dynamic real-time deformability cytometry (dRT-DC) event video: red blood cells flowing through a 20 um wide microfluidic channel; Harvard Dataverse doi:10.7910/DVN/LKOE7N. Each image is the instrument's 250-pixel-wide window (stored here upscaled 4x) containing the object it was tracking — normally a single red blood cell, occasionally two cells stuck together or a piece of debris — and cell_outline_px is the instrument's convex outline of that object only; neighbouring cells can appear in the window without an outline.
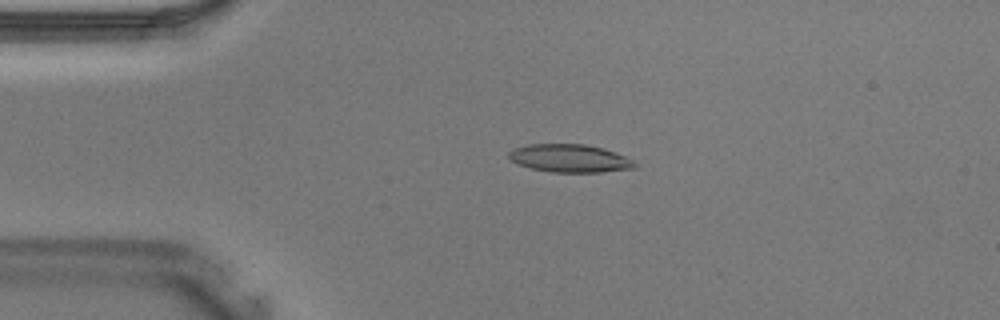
{"species": "Egyptian fruit bat (a non-hibernating species)", "species_latin": "Rousettus aegyptiacus", "temperature_condition": "warm", "stored_images_in_passage": 40, "camera_frame_rate_fps": 3000, "um_per_image_px": 0.085, "animal": {"sex": "male"}, "frame": {"image": 1, "passage_image": 9, "time_ms": 2.667, "image_size_px": [1000, 320], "cell_outline_px": [[640, 164], [636, 168], [600, 172], [552, 172], [532, 168], [516, 164], [508, 156], [508, 152], [512, 148], [528, 144], [584, 144], [604, 148], [624, 156]], "centroid_in_image_um": [48.43, 13.45], "position_along_channel_um": 36.6, "area_um2": 20.63}}
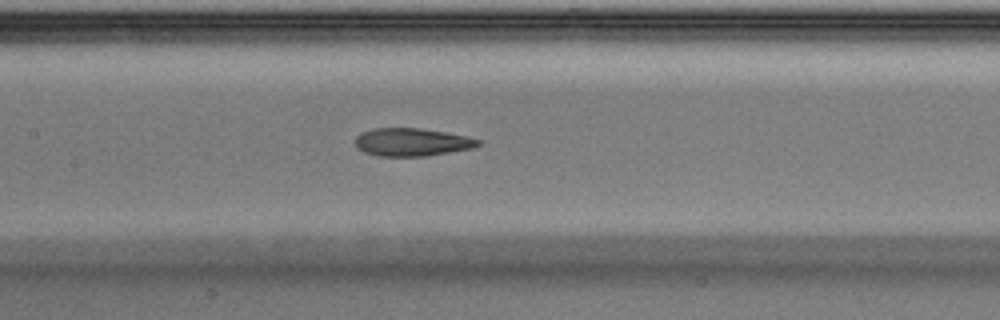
{"frame": {"image": 2, "passage_image": 19, "time_ms": 6.0, "image_size_px": [1000, 320], "cell_outline_px": [[484, 144], [472, 148], [428, 156], [380, 156], [364, 152], [356, 148], [356, 136], [360, 132], [372, 128], [420, 128], [468, 136], [484, 140]], "centroid_in_image_um": [35.05, 12.08], "position_along_channel_um": 172.3, "area_um2": 20.29}}
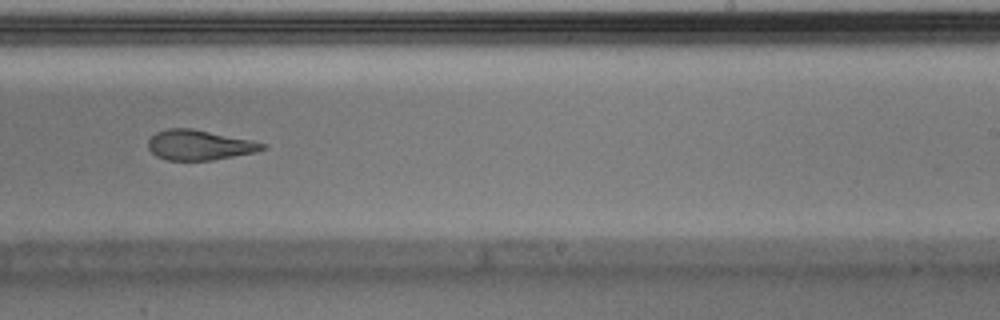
{"frame": {"image": 3, "passage_image": 25, "time_ms": 8.0, "image_size_px": [1000, 320], "cell_outline_px": [[268, 148], [256, 152], [212, 160], [168, 160], [156, 156], [148, 148], [148, 140], [156, 132], [168, 128], [192, 128], [252, 140], [268, 144]], "centroid_in_image_um": [16.97, 12.32], "position_along_channel_um": 272.0, "area_um2": 20.11}}